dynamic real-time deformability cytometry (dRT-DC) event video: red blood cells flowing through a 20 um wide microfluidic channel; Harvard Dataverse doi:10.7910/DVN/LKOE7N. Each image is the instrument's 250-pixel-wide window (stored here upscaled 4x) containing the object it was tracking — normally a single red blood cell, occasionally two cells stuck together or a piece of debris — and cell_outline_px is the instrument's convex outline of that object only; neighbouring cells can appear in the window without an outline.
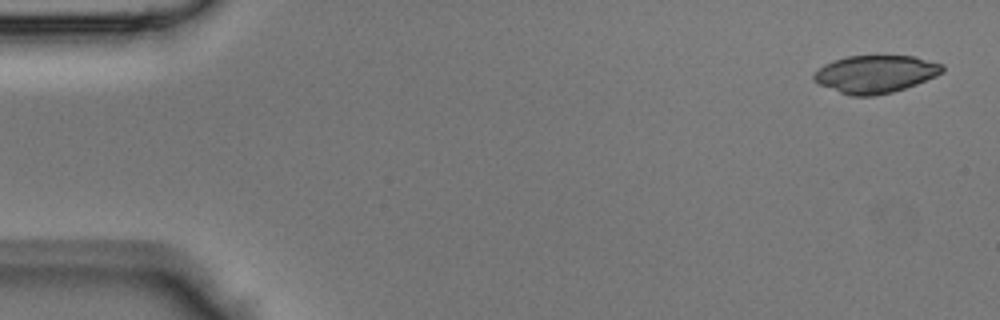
{"species": "Egyptian fruit bat (a non-hibernating species)", "species_latin": "Rousettus aegyptiacus", "temperature_condition": "room temperature", "stored_images_in_passage": 43, "camera_frame_rate_fps": 3000, "um_per_image_px": 0.085, "animal": {"sex": "male"}, "frame": {"image": 1, "passage_image": 1, "time_ms": 0.0, "image_size_px": [1000, 320], "cell_outline_px": [[944, 72], [936, 76], [916, 84], [892, 92], [876, 96], [852, 96], [840, 92], [820, 84], [812, 80], [812, 76], [824, 64], [848, 56], [912, 56], [944, 64]], "centroid_in_image_um": [74.43, 6.3], "position_along_channel_um": 10.6, "area_um2": 27.98}}
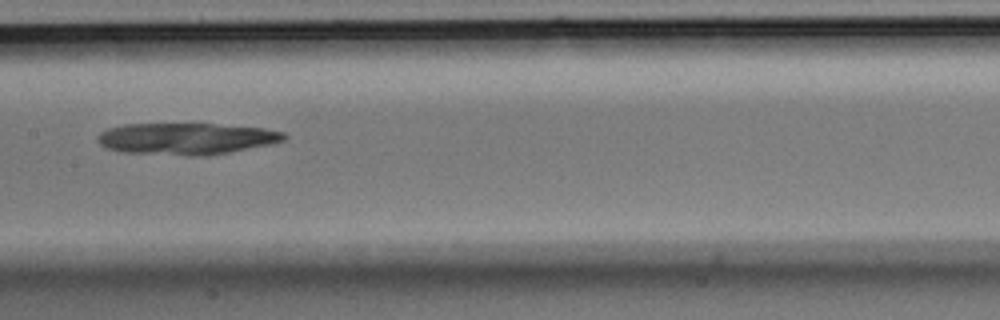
{"frame": {"image": 2, "passage_image": 21, "time_ms": 6.667, "image_size_px": [1000, 320], "cell_outline_px": [[288, 136], [284, 140], [272, 144], [208, 156], [188, 156], [120, 152], [104, 148], [100, 144], [96, 136], [100, 132], [108, 128], [124, 124], [212, 124], [264, 128], [284, 132]], "centroid_in_image_um": [15.81, 11.8], "position_along_channel_um": 191.6, "area_um2": 34.68}}
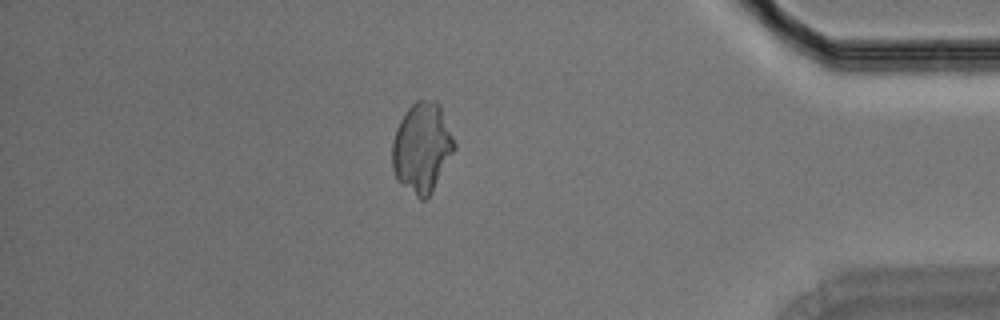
{"frame": {"image": 3, "passage_image": 37, "time_ms": 12.0, "image_size_px": [1000, 320], "cell_outline_px": [[456, 148], [432, 192], [424, 200], [420, 200], [396, 180], [392, 168], [392, 140], [396, 128], [404, 112], [416, 100], [436, 100], [440, 104], [456, 144]], "centroid_in_image_um": [35.86, 12.54], "position_along_channel_um": 399.3, "area_um2": 32.83}}